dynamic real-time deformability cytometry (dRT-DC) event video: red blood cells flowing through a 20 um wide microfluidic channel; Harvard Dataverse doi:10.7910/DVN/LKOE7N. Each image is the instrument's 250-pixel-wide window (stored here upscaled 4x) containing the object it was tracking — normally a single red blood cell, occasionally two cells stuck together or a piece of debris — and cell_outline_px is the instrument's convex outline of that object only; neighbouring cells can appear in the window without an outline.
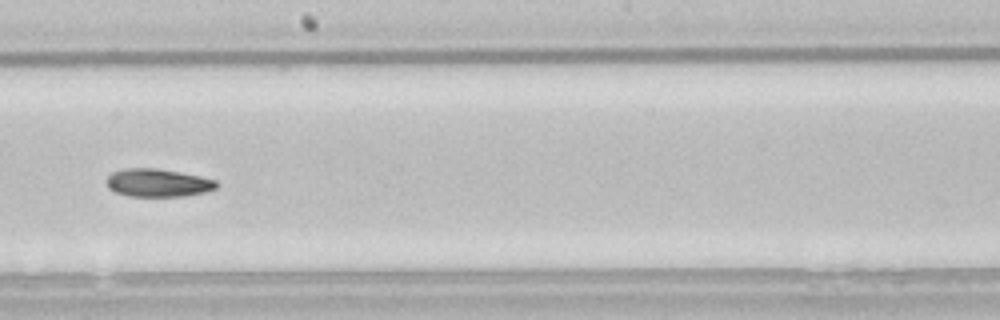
{"species": "common noctule bat (a hibernating species)", "species_latin": "Nyctalus noctula", "temperature_condition": "room temperature", "stored_images_in_passage": 44, "camera_frame_rate_fps": 3000, "um_per_image_px": 0.085, "animal": {"sex": "male", "body_mass_g": 21.5, "forearm_length_mm": 52.0}, "frame": {"image": 1, "passage_image": 26, "time_ms": 8.333, "image_size_px": [1000, 320], "cell_outline_px": [[220, 184], [216, 188], [204, 192], [184, 196], [128, 196], [116, 192], [108, 188], [104, 180], [112, 172], [124, 168], [156, 168], [180, 172], [200, 176], [216, 180]], "centroid_in_image_um": [13.4, 15.53], "position_along_channel_um": 234.8, "area_um2": 18.09}, "authors_computed_cell_mechanics": {"area_um2": 18.4093, "velocity_mm_per_s": 3.8231, "shape_relaxation_time_tau1_ms": 6.9784, "shape_relaxation_time_tau2_ms": null, "deformation_change_tau1": 0.176, "deformation_change_tau2": null}}